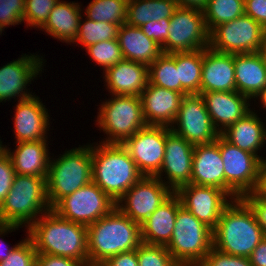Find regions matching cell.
Listing matches in <instances>:
<instances>
[{"mask_svg": "<svg viewBox=\"0 0 266 266\" xmlns=\"http://www.w3.org/2000/svg\"><path fill=\"white\" fill-rule=\"evenodd\" d=\"M25 232L37 254L89 261L87 226L63 219L53 210L42 214Z\"/></svg>", "mask_w": 266, "mask_h": 266, "instance_id": "cell-1", "label": "cell"}, {"mask_svg": "<svg viewBox=\"0 0 266 266\" xmlns=\"http://www.w3.org/2000/svg\"><path fill=\"white\" fill-rule=\"evenodd\" d=\"M87 238L89 263L102 264L109 257L137 249L142 243L141 225L115 206L106 216L87 226Z\"/></svg>", "mask_w": 266, "mask_h": 266, "instance_id": "cell-2", "label": "cell"}, {"mask_svg": "<svg viewBox=\"0 0 266 266\" xmlns=\"http://www.w3.org/2000/svg\"><path fill=\"white\" fill-rule=\"evenodd\" d=\"M91 155L92 181L115 203L143 177L122 144L93 142Z\"/></svg>", "mask_w": 266, "mask_h": 266, "instance_id": "cell-3", "label": "cell"}, {"mask_svg": "<svg viewBox=\"0 0 266 266\" xmlns=\"http://www.w3.org/2000/svg\"><path fill=\"white\" fill-rule=\"evenodd\" d=\"M264 238L252 211L241 198L225 207L213 229V247L234 256L250 257Z\"/></svg>", "mask_w": 266, "mask_h": 266, "instance_id": "cell-4", "label": "cell"}, {"mask_svg": "<svg viewBox=\"0 0 266 266\" xmlns=\"http://www.w3.org/2000/svg\"><path fill=\"white\" fill-rule=\"evenodd\" d=\"M50 210L47 179L16 174L10 192L0 205V223L25 226L27 230Z\"/></svg>", "mask_w": 266, "mask_h": 266, "instance_id": "cell-5", "label": "cell"}, {"mask_svg": "<svg viewBox=\"0 0 266 266\" xmlns=\"http://www.w3.org/2000/svg\"><path fill=\"white\" fill-rule=\"evenodd\" d=\"M59 155L51 156L49 162L47 196L51 208L63 197L92 181L90 142L69 150L66 148Z\"/></svg>", "mask_w": 266, "mask_h": 266, "instance_id": "cell-6", "label": "cell"}, {"mask_svg": "<svg viewBox=\"0 0 266 266\" xmlns=\"http://www.w3.org/2000/svg\"><path fill=\"white\" fill-rule=\"evenodd\" d=\"M107 99V100H106ZM99 104L96 125L106 134L101 143L123 144L147 126L140 96L112 95Z\"/></svg>", "mask_w": 266, "mask_h": 266, "instance_id": "cell-7", "label": "cell"}, {"mask_svg": "<svg viewBox=\"0 0 266 266\" xmlns=\"http://www.w3.org/2000/svg\"><path fill=\"white\" fill-rule=\"evenodd\" d=\"M165 247L179 266H198L213 247V230L181 206Z\"/></svg>", "mask_w": 266, "mask_h": 266, "instance_id": "cell-8", "label": "cell"}, {"mask_svg": "<svg viewBox=\"0 0 266 266\" xmlns=\"http://www.w3.org/2000/svg\"><path fill=\"white\" fill-rule=\"evenodd\" d=\"M219 148L224 163L225 192L237 199L257 192L261 182L262 160L256 154L241 150L219 135Z\"/></svg>", "mask_w": 266, "mask_h": 266, "instance_id": "cell-9", "label": "cell"}, {"mask_svg": "<svg viewBox=\"0 0 266 266\" xmlns=\"http://www.w3.org/2000/svg\"><path fill=\"white\" fill-rule=\"evenodd\" d=\"M168 33L161 46L163 53L190 52L209 47L210 32L203 10L178 6L170 18Z\"/></svg>", "mask_w": 266, "mask_h": 266, "instance_id": "cell-10", "label": "cell"}, {"mask_svg": "<svg viewBox=\"0 0 266 266\" xmlns=\"http://www.w3.org/2000/svg\"><path fill=\"white\" fill-rule=\"evenodd\" d=\"M116 203L93 181L60 199L52 210L63 219L89 226L106 216Z\"/></svg>", "mask_w": 266, "mask_h": 266, "instance_id": "cell-11", "label": "cell"}, {"mask_svg": "<svg viewBox=\"0 0 266 266\" xmlns=\"http://www.w3.org/2000/svg\"><path fill=\"white\" fill-rule=\"evenodd\" d=\"M264 28L244 14L219 24L210 32L209 47L220 53L243 54L259 52Z\"/></svg>", "mask_w": 266, "mask_h": 266, "instance_id": "cell-12", "label": "cell"}, {"mask_svg": "<svg viewBox=\"0 0 266 266\" xmlns=\"http://www.w3.org/2000/svg\"><path fill=\"white\" fill-rule=\"evenodd\" d=\"M20 56L0 67V103L32 97L35 92L32 93L28 86L44 73L47 61L43 55L24 53Z\"/></svg>", "mask_w": 266, "mask_h": 266, "instance_id": "cell-13", "label": "cell"}, {"mask_svg": "<svg viewBox=\"0 0 266 266\" xmlns=\"http://www.w3.org/2000/svg\"><path fill=\"white\" fill-rule=\"evenodd\" d=\"M170 129L192 145L210 144L220 135L214 128L206 104L200 94L182 98L178 114Z\"/></svg>", "mask_w": 266, "mask_h": 266, "instance_id": "cell-14", "label": "cell"}, {"mask_svg": "<svg viewBox=\"0 0 266 266\" xmlns=\"http://www.w3.org/2000/svg\"><path fill=\"white\" fill-rule=\"evenodd\" d=\"M173 193L159 178L143 176L116 202V207L142 225Z\"/></svg>", "mask_w": 266, "mask_h": 266, "instance_id": "cell-15", "label": "cell"}, {"mask_svg": "<svg viewBox=\"0 0 266 266\" xmlns=\"http://www.w3.org/2000/svg\"><path fill=\"white\" fill-rule=\"evenodd\" d=\"M165 143L166 126L147 125L122 145L143 176L155 177L163 164Z\"/></svg>", "mask_w": 266, "mask_h": 266, "instance_id": "cell-16", "label": "cell"}, {"mask_svg": "<svg viewBox=\"0 0 266 266\" xmlns=\"http://www.w3.org/2000/svg\"><path fill=\"white\" fill-rule=\"evenodd\" d=\"M194 145L166 126V143L163 164L155 176L173 192L190 184L192 176ZM164 176V177H163ZM167 180V181H166Z\"/></svg>", "mask_w": 266, "mask_h": 266, "instance_id": "cell-17", "label": "cell"}, {"mask_svg": "<svg viewBox=\"0 0 266 266\" xmlns=\"http://www.w3.org/2000/svg\"><path fill=\"white\" fill-rule=\"evenodd\" d=\"M182 206L212 230L225 207L233 200L224 190L214 186L187 184L175 192Z\"/></svg>", "mask_w": 266, "mask_h": 266, "instance_id": "cell-18", "label": "cell"}, {"mask_svg": "<svg viewBox=\"0 0 266 266\" xmlns=\"http://www.w3.org/2000/svg\"><path fill=\"white\" fill-rule=\"evenodd\" d=\"M46 107L36 94L17 101L13 115L15 143L49 140L52 117Z\"/></svg>", "mask_w": 266, "mask_h": 266, "instance_id": "cell-19", "label": "cell"}, {"mask_svg": "<svg viewBox=\"0 0 266 266\" xmlns=\"http://www.w3.org/2000/svg\"><path fill=\"white\" fill-rule=\"evenodd\" d=\"M214 128L221 134L252 109L251 100L237 91L200 92Z\"/></svg>", "mask_w": 266, "mask_h": 266, "instance_id": "cell-20", "label": "cell"}, {"mask_svg": "<svg viewBox=\"0 0 266 266\" xmlns=\"http://www.w3.org/2000/svg\"><path fill=\"white\" fill-rule=\"evenodd\" d=\"M184 95L148 82L140 95L147 125L170 127L178 114Z\"/></svg>", "mask_w": 266, "mask_h": 266, "instance_id": "cell-21", "label": "cell"}, {"mask_svg": "<svg viewBox=\"0 0 266 266\" xmlns=\"http://www.w3.org/2000/svg\"><path fill=\"white\" fill-rule=\"evenodd\" d=\"M102 76L110 96H140L149 82L148 66L127 59L107 68Z\"/></svg>", "mask_w": 266, "mask_h": 266, "instance_id": "cell-22", "label": "cell"}, {"mask_svg": "<svg viewBox=\"0 0 266 266\" xmlns=\"http://www.w3.org/2000/svg\"><path fill=\"white\" fill-rule=\"evenodd\" d=\"M236 91L234 54L203 49L201 92Z\"/></svg>", "mask_w": 266, "mask_h": 266, "instance_id": "cell-23", "label": "cell"}, {"mask_svg": "<svg viewBox=\"0 0 266 266\" xmlns=\"http://www.w3.org/2000/svg\"><path fill=\"white\" fill-rule=\"evenodd\" d=\"M49 143L48 140L18 142L14 143V150L4 145V151L10 157L16 174L47 179L51 157Z\"/></svg>", "mask_w": 266, "mask_h": 266, "instance_id": "cell-24", "label": "cell"}, {"mask_svg": "<svg viewBox=\"0 0 266 266\" xmlns=\"http://www.w3.org/2000/svg\"><path fill=\"white\" fill-rule=\"evenodd\" d=\"M191 184L214 186L225 191L224 163L219 136L210 144L194 145Z\"/></svg>", "mask_w": 266, "mask_h": 266, "instance_id": "cell-25", "label": "cell"}, {"mask_svg": "<svg viewBox=\"0 0 266 266\" xmlns=\"http://www.w3.org/2000/svg\"><path fill=\"white\" fill-rule=\"evenodd\" d=\"M254 109L255 107H252L249 113L230 125L221 135L241 150L256 154L263 160L265 157L263 154L260 156V153L266 146V120H263L261 115L259 117L258 114L261 113Z\"/></svg>", "mask_w": 266, "mask_h": 266, "instance_id": "cell-26", "label": "cell"}, {"mask_svg": "<svg viewBox=\"0 0 266 266\" xmlns=\"http://www.w3.org/2000/svg\"><path fill=\"white\" fill-rule=\"evenodd\" d=\"M181 206V200L174 192L141 225L142 243L166 246L172 238L177 211Z\"/></svg>", "mask_w": 266, "mask_h": 266, "instance_id": "cell-27", "label": "cell"}, {"mask_svg": "<svg viewBox=\"0 0 266 266\" xmlns=\"http://www.w3.org/2000/svg\"><path fill=\"white\" fill-rule=\"evenodd\" d=\"M82 4L59 0L49 14L48 20L39 29L57 41L73 44L78 34L79 21L83 15Z\"/></svg>", "mask_w": 266, "mask_h": 266, "instance_id": "cell-28", "label": "cell"}, {"mask_svg": "<svg viewBox=\"0 0 266 266\" xmlns=\"http://www.w3.org/2000/svg\"><path fill=\"white\" fill-rule=\"evenodd\" d=\"M236 91L251 101L266 87V65L256 53L234 54Z\"/></svg>", "mask_w": 266, "mask_h": 266, "instance_id": "cell-29", "label": "cell"}, {"mask_svg": "<svg viewBox=\"0 0 266 266\" xmlns=\"http://www.w3.org/2000/svg\"><path fill=\"white\" fill-rule=\"evenodd\" d=\"M118 42L124 59L149 66L162 53L161 46L150 39L140 27L124 23L118 31Z\"/></svg>", "mask_w": 266, "mask_h": 266, "instance_id": "cell-30", "label": "cell"}, {"mask_svg": "<svg viewBox=\"0 0 266 266\" xmlns=\"http://www.w3.org/2000/svg\"><path fill=\"white\" fill-rule=\"evenodd\" d=\"M177 7L175 0H128L126 23L141 27L151 20L171 18Z\"/></svg>", "mask_w": 266, "mask_h": 266, "instance_id": "cell-31", "label": "cell"}, {"mask_svg": "<svg viewBox=\"0 0 266 266\" xmlns=\"http://www.w3.org/2000/svg\"><path fill=\"white\" fill-rule=\"evenodd\" d=\"M202 65L203 49L176 53V69L184 96L200 94Z\"/></svg>", "mask_w": 266, "mask_h": 266, "instance_id": "cell-32", "label": "cell"}, {"mask_svg": "<svg viewBox=\"0 0 266 266\" xmlns=\"http://www.w3.org/2000/svg\"><path fill=\"white\" fill-rule=\"evenodd\" d=\"M148 74L150 84L181 93L176 53H162L148 66Z\"/></svg>", "mask_w": 266, "mask_h": 266, "instance_id": "cell-33", "label": "cell"}, {"mask_svg": "<svg viewBox=\"0 0 266 266\" xmlns=\"http://www.w3.org/2000/svg\"><path fill=\"white\" fill-rule=\"evenodd\" d=\"M128 0H91L83 15L95 22L122 25L126 23Z\"/></svg>", "mask_w": 266, "mask_h": 266, "instance_id": "cell-34", "label": "cell"}, {"mask_svg": "<svg viewBox=\"0 0 266 266\" xmlns=\"http://www.w3.org/2000/svg\"><path fill=\"white\" fill-rule=\"evenodd\" d=\"M203 13L207 29L211 32L219 24L244 15V0H208Z\"/></svg>", "mask_w": 266, "mask_h": 266, "instance_id": "cell-35", "label": "cell"}, {"mask_svg": "<svg viewBox=\"0 0 266 266\" xmlns=\"http://www.w3.org/2000/svg\"><path fill=\"white\" fill-rule=\"evenodd\" d=\"M120 26L108 22H95L88 18L84 19V15H82L79 21L78 34L73 44L76 43V46L79 44L81 48L85 49L95 43L117 39Z\"/></svg>", "mask_w": 266, "mask_h": 266, "instance_id": "cell-36", "label": "cell"}, {"mask_svg": "<svg viewBox=\"0 0 266 266\" xmlns=\"http://www.w3.org/2000/svg\"><path fill=\"white\" fill-rule=\"evenodd\" d=\"M95 65L100 66L103 72L124 59L118 39L102 41L89 45L84 49Z\"/></svg>", "mask_w": 266, "mask_h": 266, "instance_id": "cell-37", "label": "cell"}, {"mask_svg": "<svg viewBox=\"0 0 266 266\" xmlns=\"http://www.w3.org/2000/svg\"><path fill=\"white\" fill-rule=\"evenodd\" d=\"M136 252L139 266H179L164 245L141 243Z\"/></svg>", "mask_w": 266, "mask_h": 266, "instance_id": "cell-38", "label": "cell"}, {"mask_svg": "<svg viewBox=\"0 0 266 266\" xmlns=\"http://www.w3.org/2000/svg\"><path fill=\"white\" fill-rule=\"evenodd\" d=\"M59 0H25L24 24L26 27L40 29Z\"/></svg>", "mask_w": 266, "mask_h": 266, "instance_id": "cell-39", "label": "cell"}, {"mask_svg": "<svg viewBox=\"0 0 266 266\" xmlns=\"http://www.w3.org/2000/svg\"><path fill=\"white\" fill-rule=\"evenodd\" d=\"M37 252L32 241L26 236L11 251L0 266H35Z\"/></svg>", "mask_w": 266, "mask_h": 266, "instance_id": "cell-40", "label": "cell"}, {"mask_svg": "<svg viewBox=\"0 0 266 266\" xmlns=\"http://www.w3.org/2000/svg\"><path fill=\"white\" fill-rule=\"evenodd\" d=\"M25 0H0V24L5 27L24 23Z\"/></svg>", "mask_w": 266, "mask_h": 266, "instance_id": "cell-41", "label": "cell"}, {"mask_svg": "<svg viewBox=\"0 0 266 266\" xmlns=\"http://www.w3.org/2000/svg\"><path fill=\"white\" fill-rule=\"evenodd\" d=\"M198 266H253L249 257L234 256L212 247Z\"/></svg>", "mask_w": 266, "mask_h": 266, "instance_id": "cell-42", "label": "cell"}, {"mask_svg": "<svg viewBox=\"0 0 266 266\" xmlns=\"http://www.w3.org/2000/svg\"><path fill=\"white\" fill-rule=\"evenodd\" d=\"M252 211L258 225L266 238V196L257 192H249L240 197Z\"/></svg>", "mask_w": 266, "mask_h": 266, "instance_id": "cell-43", "label": "cell"}, {"mask_svg": "<svg viewBox=\"0 0 266 266\" xmlns=\"http://www.w3.org/2000/svg\"><path fill=\"white\" fill-rule=\"evenodd\" d=\"M15 175L10 157L4 151L0 155V205L10 192Z\"/></svg>", "mask_w": 266, "mask_h": 266, "instance_id": "cell-44", "label": "cell"}, {"mask_svg": "<svg viewBox=\"0 0 266 266\" xmlns=\"http://www.w3.org/2000/svg\"><path fill=\"white\" fill-rule=\"evenodd\" d=\"M170 26V18H162L159 21L151 20L148 23L142 25L140 29L150 39L156 41L162 46L168 37V28Z\"/></svg>", "mask_w": 266, "mask_h": 266, "instance_id": "cell-45", "label": "cell"}, {"mask_svg": "<svg viewBox=\"0 0 266 266\" xmlns=\"http://www.w3.org/2000/svg\"><path fill=\"white\" fill-rule=\"evenodd\" d=\"M89 261H80L50 254H37L35 266H88Z\"/></svg>", "mask_w": 266, "mask_h": 266, "instance_id": "cell-46", "label": "cell"}, {"mask_svg": "<svg viewBox=\"0 0 266 266\" xmlns=\"http://www.w3.org/2000/svg\"><path fill=\"white\" fill-rule=\"evenodd\" d=\"M245 14L266 28V0H244Z\"/></svg>", "mask_w": 266, "mask_h": 266, "instance_id": "cell-47", "label": "cell"}, {"mask_svg": "<svg viewBox=\"0 0 266 266\" xmlns=\"http://www.w3.org/2000/svg\"><path fill=\"white\" fill-rule=\"evenodd\" d=\"M103 266H139L136 249L109 257Z\"/></svg>", "mask_w": 266, "mask_h": 266, "instance_id": "cell-48", "label": "cell"}, {"mask_svg": "<svg viewBox=\"0 0 266 266\" xmlns=\"http://www.w3.org/2000/svg\"><path fill=\"white\" fill-rule=\"evenodd\" d=\"M20 228L22 227L13 224L0 223V237L2 238V236L4 237L8 233L15 232ZM5 243L6 242L4 241V239L0 240V262L4 261L10 255L11 251L19 244L16 243L14 246H12L11 243Z\"/></svg>", "mask_w": 266, "mask_h": 266, "instance_id": "cell-49", "label": "cell"}, {"mask_svg": "<svg viewBox=\"0 0 266 266\" xmlns=\"http://www.w3.org/2000/svg\"><path fill=\"white\" fill-rule=\"evenodd\" d=\"M249 258L253 266H266V238L252 251Z\"/></svg>", "mask_w": 266, "mask_h": 266, "instance_id": "cell-50", "label": "cell"}, {"mask_svg": "<svg viewBox=\"0 0 266 266\" xmlns=\"http://www.w3.org/2000/svg\"><path fill=\"white\" fill-rule=\"evenodd\" d=\"M179 7L197 8L203 10L208 0H175Z\"/></svg>", "mask_w": 266, "mask_h": 266, "instance_id": "cell-51", "label": "cell"}, {"mask_svg": "<svg viewBox=\"0 0 266 266\" xmlns=\"http://www.w3.org/2000/svg\"><path fill=\"white\" fill-rule=\"evenodd\" d=\"M258 192L266 196V157L262 160L261 165V182L258 189Z\"/></svg>", "mask_w": 266, "mask_h": 266, "instance_id": "cell-52", "label": "cell"}, {"mask_svg": "<svg viewBox=\"0 0 266 266\" xmlns=\"http://www.w3.org/2000/svg\"><path fill=\"white\" fill-rule=\"evenodd\" d=\"M253 101L256 103V105L260 102L259 105L262 107V109H265L264 112L266 111V87L254 98Z\"/></svg>", "mask_w": 266, "mask_h": 266, "instance_id": "cell-53", "label": "cell"}, {"mask_svg": "<svg viewBox=\"0 0 266 266\" xmlns=\"http://www.w3.org/2000/svg\"><path fill=\"white\" fill-rule=\"evenodd\" d=\"M258 53L261 55L262 59L264 60L265 65H266V28H264V31H263L262 43L260 45Z\"/></svg>", "mask_w": 266, "mask_h": 266, "instance_id": "cell-54", "label": "cell"}, {"mask_svg": "<svg viewBox=\"0 0 266 266\" xmlns=\"http://www.w3.org/2000/svg\"><path fill=\"white\" fill-rule=\"evenodd\" d=\"M4 152V143L0 139V155Z\"/></svg>", "mask_w": 266, "mask_h": 266, "instance_id": "cell-55", "label": "cell"}, {"mask_svg": "<svg viewBox=\"0 0 266 266\" xmlns=\"http://www.w3.org/2000/svg\"><path fill=\"white\" fill-rule=\"evenodd\" d=\"M6 27L3 24H0V35L2 36V32H4V29Z\"/></svg>", "mask_w": 266, "mask_h": 266, "instance_id": "cell-56", "label": "cell"}, {"mask_svg": "<svg viewBox=\"0 0 266 266\" xmlns=\"http://www.w3.org/2000/svg\"><path fill=\"white\" fill-rule=\"evenodd\" d=\"M88 266H103V265L102 264H91V263H89Z\"/></svg>", "mask_w": 266, "mask_h": 266, "instance_id": "cell-57", "label": "cell"}]
</instances>
